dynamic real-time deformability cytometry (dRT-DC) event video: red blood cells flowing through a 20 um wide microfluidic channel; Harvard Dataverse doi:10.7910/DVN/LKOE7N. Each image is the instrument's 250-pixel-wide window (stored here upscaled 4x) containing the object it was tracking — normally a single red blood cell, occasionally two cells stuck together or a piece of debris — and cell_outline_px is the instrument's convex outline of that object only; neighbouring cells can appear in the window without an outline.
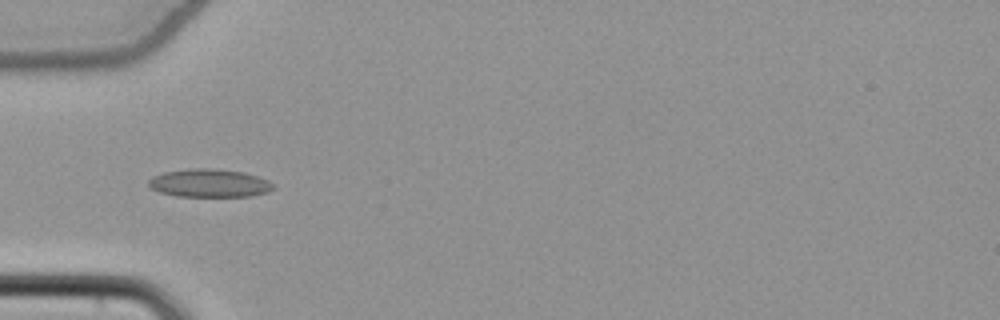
{"species": "common noctule bat (a hibernating species)", "species_latin": "Nyctalus noctula", "temperature_condition": "cold", "stored_images_in_passage": 32, "camera_frame_rate_fps": 3000, "um_per_image_px": 0.085, "animal": {"sex": "female", "body_mass_g": 22.7, "forearm_length_mm": 54.2}, "frame": {"image": 1, "passage_image": 1, "time_ms": 0.0, "image_size_px": [1000, 320], "cell_outline_px": [[276, 188], [268, 192], [252, 196], [176, 196], [160, 192], [152, 188], [148, 184], [148, 180], [152, 176], [164, 172], [192, 168], [212, 168], [244, 172], [268, 180], [276, 184]], "centroid_in_image_um": [17.84, 15.56], "position_along_channel_um": 67.2, "area_um2": 20.58}}
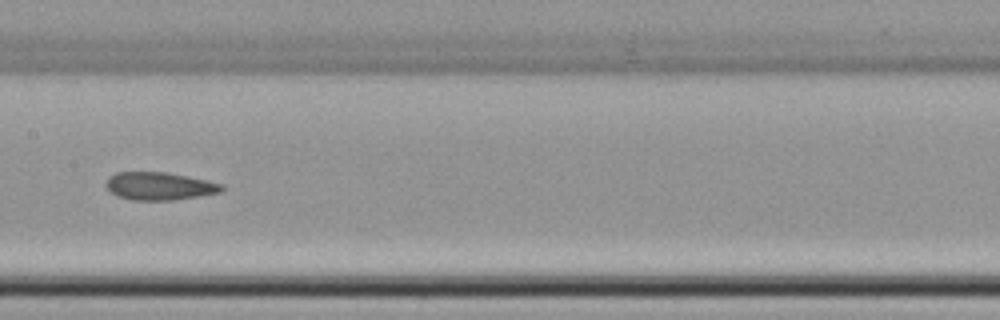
{"frame": {"image": 2, "passage_image": 11, "time_ms": 3.333, "image_size_px": [1000, 320], "cell_outline_px": [[224, 188], [220, 192], [200, 196], [172, 200], [132, 200], [116, 196], [104, 184], [108, 176], [116, 172], [164, 172], [188, 176], [208, 180], [224, 184]], "centroid_in_image_um": [13.55, 15.81], "position_along_channel_um": 193.9, "area_um2": 18.9}}
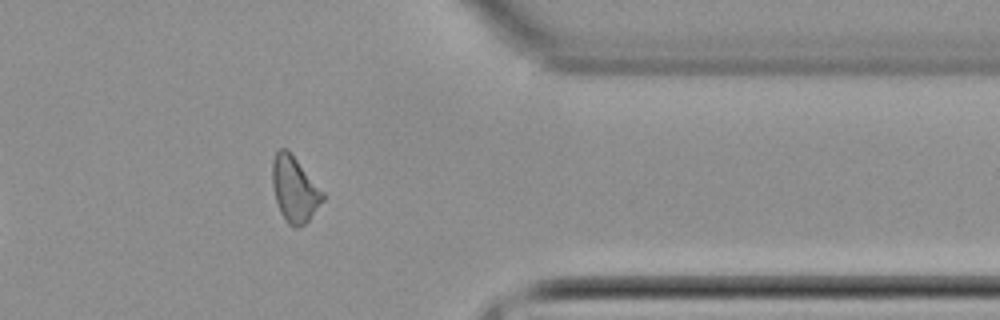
{"frame": {"image": 3, "passage_image": 27, "time_ms": 8.667, "image_size_px": [1000, 320], "cell_outline_px": [[324, 200], [308, 220], [304, 224], [296, 228], [292, 228], [288, 224], [280, 212], [276, 200], [272, 184], [272, 160], [276, 152], [280, 148], [284, 148], [296, 160], [324, 192]], "centroid_in_image_um": [25.02, 16.12], "position_along_channel_um": 386.4, "area_um2": 18.9}, "authors_computed_cell_mechanics": {"area_um2": 19.2474, "velocity_mm_per_s": 3.8545, "shape_relaxation_time_tau1_ms": null, "shape_relaxation_time_tau2_ms": 3.9133, "deformation_change_tau1": null, "deformation_change_tau2": 0.1108}}